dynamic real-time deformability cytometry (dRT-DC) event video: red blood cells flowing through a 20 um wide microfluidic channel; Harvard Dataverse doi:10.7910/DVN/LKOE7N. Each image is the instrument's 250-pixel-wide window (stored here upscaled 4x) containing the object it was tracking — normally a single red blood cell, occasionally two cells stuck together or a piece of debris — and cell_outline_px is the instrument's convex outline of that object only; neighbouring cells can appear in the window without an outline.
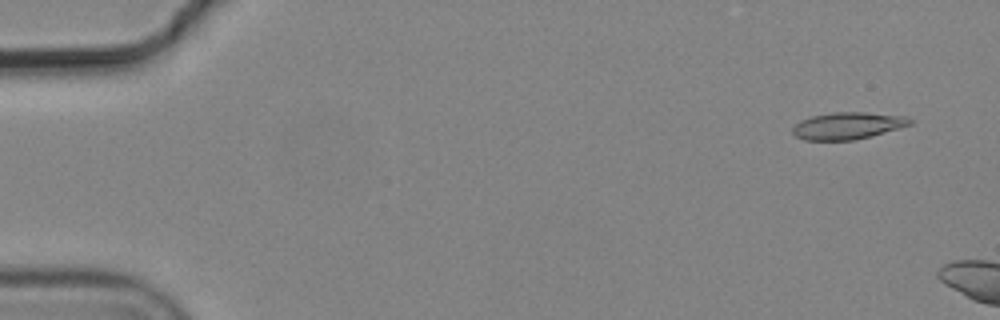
{"species": "common noctule bat (a hibernating species)", "species_latin": "Nyctalus noctula", "temperature_condition": "cold", "stored_images_in_passage": 10, "camera_frame_rate_fps": 3000, "um_per_image_px": 0.085, "animal": {"sex": "male", "body_mass_g": 19.2, "forearm_length_mm": 51.8}, "frame": {"image": 1, "passage_image": 1, "time_ms": 0.0, "image_size_px": [1000, 320], "cell_outline_px": [[912, 124], [900, 128], [872, 136], [856, 140], [804, 140], [796, 136], [792, 132], [792, 128], [800, 120], [812, 116], [832, 112], [864, 112], [904, 116], [912, 120]], "centroid_in_image_um": [72.05, 10.69], "position_along_channel_um": 13.0, "area_um2": 18.5}}